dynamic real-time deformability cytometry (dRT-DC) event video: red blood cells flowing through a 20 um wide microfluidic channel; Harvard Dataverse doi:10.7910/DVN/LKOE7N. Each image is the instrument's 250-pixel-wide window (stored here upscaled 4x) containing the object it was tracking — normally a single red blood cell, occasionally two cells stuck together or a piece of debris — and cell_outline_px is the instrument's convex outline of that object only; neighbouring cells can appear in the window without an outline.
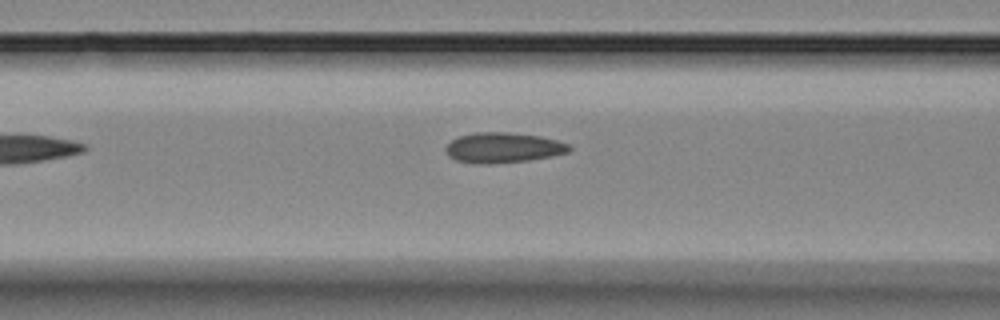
{"species": "Egyptian fruit bat (a non-hibernating species)", "species_latin": "Rousettus aegyptiacus", "temperature_condition": "room temperature", "stored_images_in_passage": 6, "camera_frame_rate_fps": 3000, "um_per_image_px": 0.085, "animal": {"sex": "female"}, "frame": {"image": 1, "passage_image": 6, "time_ms": 5.667, "image_size_px": [1000, 320], "cell_outline_px": [[572, 148], [568, 152], [552, 156], [528, 160], [488, 164], [480, 164], [456, 160], [448, 156], [444, 148], [452, 140], [460, 136], [476, 132], [508, 132], [540, 136], [556, 140], [568, 144]], "centroid_in_image_um": [42.75, 12.55], "position_along_channel_um": 123.8, "area_um2": 21.68}}